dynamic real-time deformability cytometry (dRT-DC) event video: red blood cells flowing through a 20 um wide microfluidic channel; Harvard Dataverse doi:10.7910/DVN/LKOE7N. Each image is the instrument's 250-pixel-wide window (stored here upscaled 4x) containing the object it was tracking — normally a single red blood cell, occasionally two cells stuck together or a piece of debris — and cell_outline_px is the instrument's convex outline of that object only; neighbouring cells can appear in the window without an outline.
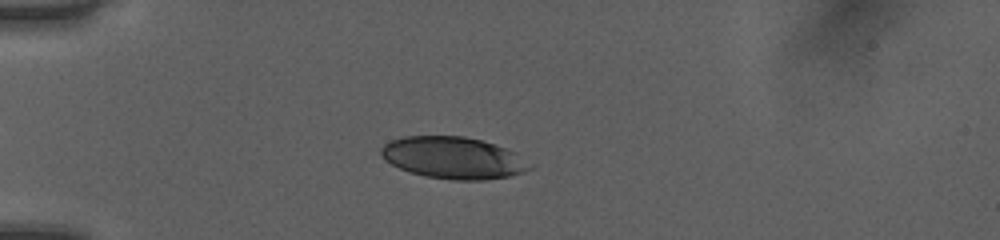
{"species": "human", "species_latin": "Homo sapiens", "temperature_condition": "room temperature", "stored_images_in_passage": 47, "camera_frame_rate_fps": 3000, "um_per_image_px": 0.085, "donor": {"sex": "female"}, "frame": {"image": 1, "passage_image": 10, "time_ms": 3.0, "image_size_px": [1000, 240], "cell_outline_px": [[532, 168], [524, 172], [508, 176], [484, 180], [452, 180], [424, 176], [400, 168], [384, 160], [380, 152], [380, 148], [384, 144], [392, 140], [404, 136], [464, 136], [496, 144], [512, 152]], "centroid_in_image_um": [38.46, 13.41], "position_along_channel_um": 46.5, "area_um2": 35.78}}
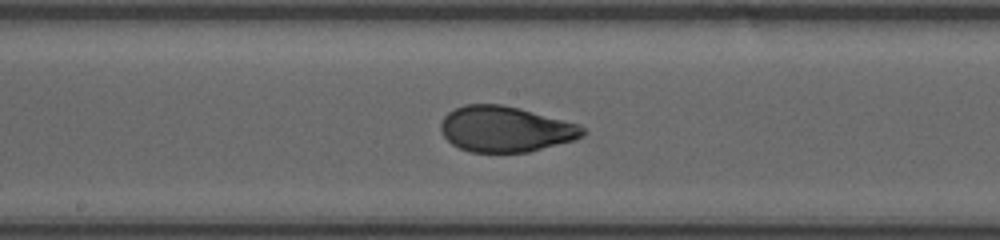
{"frame": {"image": 2, "passage_image": 24, "time_ms": 7.667, "image_size_px": [1000, 240], "cell_outline_px": [[588, 132], [584, 136], [576, 140], [528, 152], [472, 152], [460, 148], [452, 144], [440, 132], [440, 124], [444, 116], [448, 112], [464, 104], [500, 104], [520, 108], [580, 124]], "centroid_in_image_um": [42.99, 10.97], "position_along_channel_um": 205.2, "area_um2": 38.09}}
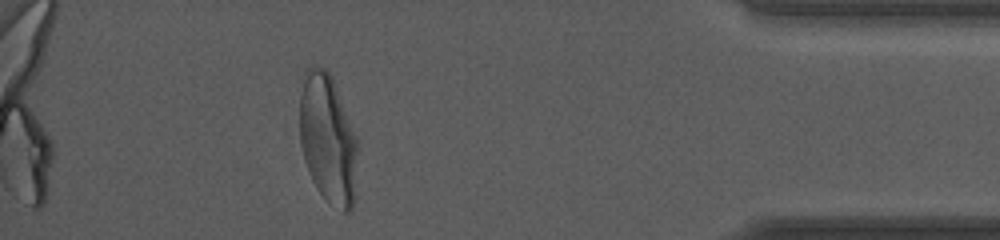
{"frame": {"image": 3, "passage_image": 42, "time_ms": 13.667, "image_size_px": [1000, 240], "cell_outline_px": [[360, 148], [352, 208], [348, 212], [344, 212], [328, 204], [324, 200], [316, 188], [308, 172], [304, 160], [300, 144], [300, 92], [304, 72], [308, 68], [324, 68], [332, 76], [360, 136]], "centroid_in_image_um": [27.92, 11.83], "position_along_channel_um": 407.3, "area_um2": 45.32}, "authors_computed_cell_mechanics": {"area_um2": 38.2636, "velocity_mm_per_s": 4.0407, "shape_relaxation_time_tau1_ms": 5.0627, "shape_relaxation_time_tau2_ms": null, "deformation_change_tau1": 0.1949, "deformation_change_tau2": null}}